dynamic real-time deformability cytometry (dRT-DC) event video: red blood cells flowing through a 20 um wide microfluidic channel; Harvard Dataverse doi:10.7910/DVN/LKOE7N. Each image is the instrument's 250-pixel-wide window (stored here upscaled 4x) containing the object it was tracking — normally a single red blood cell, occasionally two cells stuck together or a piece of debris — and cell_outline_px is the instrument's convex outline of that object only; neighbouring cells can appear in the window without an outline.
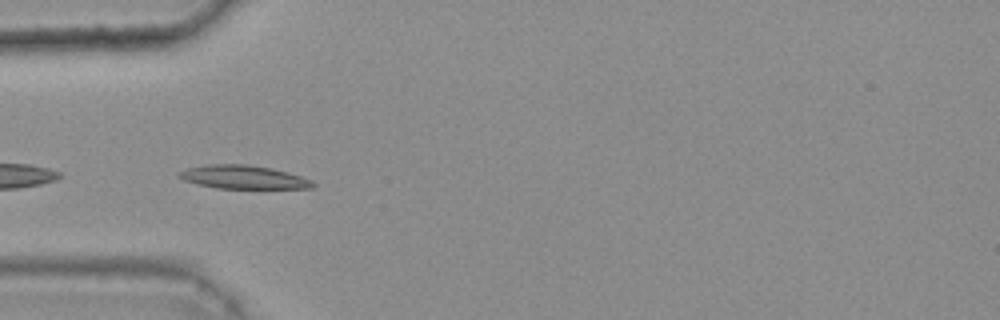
{"species": "common noctule bat (a hibernating species)", "species_latin": "Nyctalus noctula", "temperature_condition": "warm", "stored_images_in_passage": 10, "camera_frame_rate_fps": 3000, "um_per_image_px": 0.085, "animal": {"sex": "female", "body_mass_g": 25.1}, "frame": {"image": 1, "passage_image": 4, "time_ms": 1.0, "image_size_px": [1000, 320], "cell_outline_px": [[316, 184], [312, 188], [216, 188], [196, 184], [184, 180], [176, 176], [176, 172], [188, 168], [204, 164], [248, 164], [272, 168], [288, 172], [312, 180]], "centroid_in_image_um": [20.64, 15.04], "position_along_channel_um": 64.4, "area_um2": 18.44}}
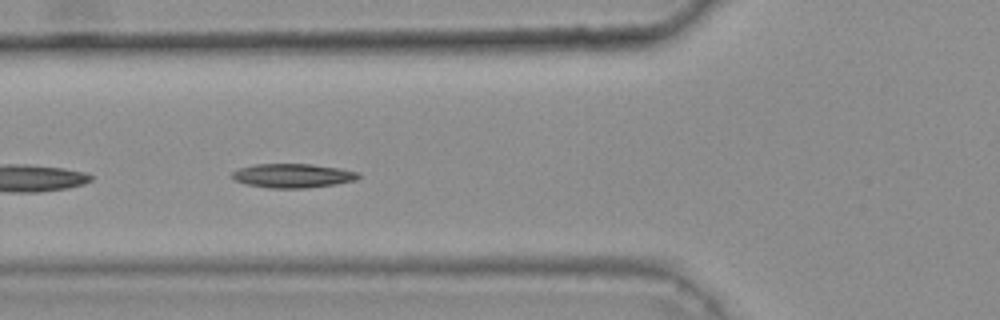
{"frame": {"image": 2, "passage_image": 7, "time_ms": 2.0, "image_size_px": [1000, 320], "cell_outline_px": [[360, 176], [356, 180], [336, 184], [308, 188], [268, 188], [244, 184], [236, 180], [232, 176], [232, 172], [240, 168], [256, 164], [312, 164], [340, 168], [360, 172]], "centroid_in_image_um": [24.92, 14.93], "position_along_channel_um": 100.9, "area_um2": 17.8}}